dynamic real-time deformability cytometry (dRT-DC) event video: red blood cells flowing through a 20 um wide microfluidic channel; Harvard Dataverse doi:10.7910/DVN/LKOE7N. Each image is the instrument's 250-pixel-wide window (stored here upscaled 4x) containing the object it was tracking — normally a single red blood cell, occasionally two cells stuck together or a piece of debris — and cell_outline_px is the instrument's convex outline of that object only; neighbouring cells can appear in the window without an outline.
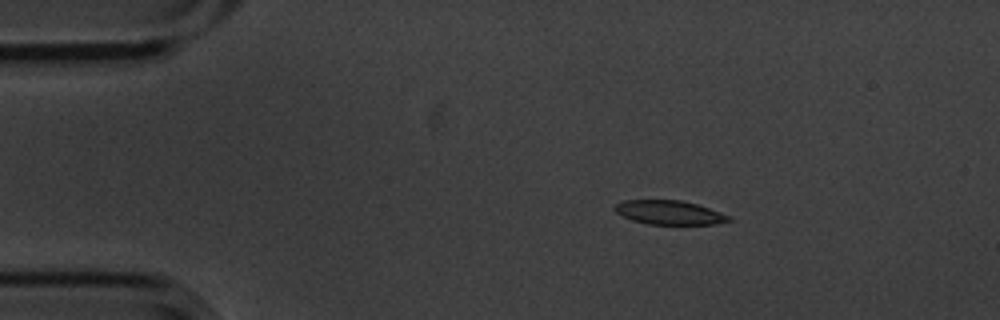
{"species": "common noctule bat (a hibernating species)", "species_latin": "Nyctalus noctula", "temperature_condition": "cold", "stored_images_in_passage": 5, "camera_frame_rate_fps": 3000, "um_per_image_px": 0.085, "animal": {"sex": "male", "body_mass_g": 20.1, "forearm_length_mm": 53.5}, "frame": {"image": 1, "passage_image": 3, "time_ms": 0.667, "image_size_px": [1000, 320], "cell_outline_px": [[732, 220], [716, 224], [648, 224], [632, 220], [616, 212], [612, 208], [616, 204], [624, 200], [680, 200], [696, 204], [732, 216]], "centroid_in_image_um": [56.89, 18.06], "position_along_channel_um": 28.1, "area_um2": 15.9}}